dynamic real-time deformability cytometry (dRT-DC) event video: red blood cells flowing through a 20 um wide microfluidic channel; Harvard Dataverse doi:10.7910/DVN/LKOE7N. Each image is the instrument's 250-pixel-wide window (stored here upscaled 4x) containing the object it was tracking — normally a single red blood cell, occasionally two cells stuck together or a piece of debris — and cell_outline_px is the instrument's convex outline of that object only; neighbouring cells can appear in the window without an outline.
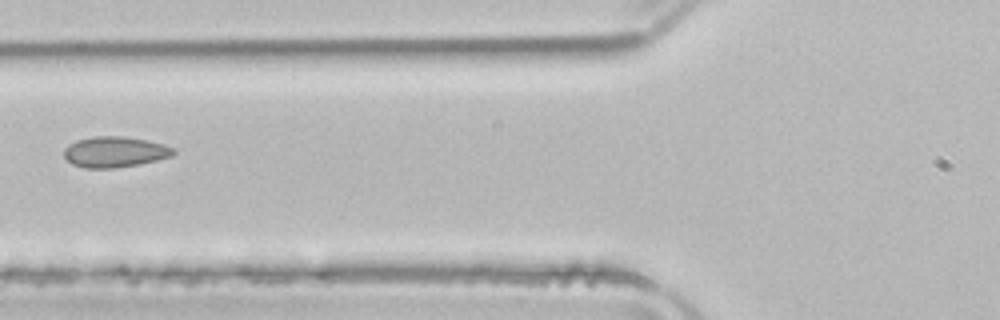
{"species": "common noctule bat (a hibernating species)", "species_latin": "Nyctalus noctula", "temperature_condition": "room temperature", "stored_images_in_passage": 5, "camera_frame_rate_fps": 3000, "um_per_image_px": 0.085, "animal": {"sex": "male", "body_mass_g": 21.5, "forearm_length_mm": 52.0}, "frame": {"image": 1, "passage_image": 5, "time_ms": 5.667, "image_size_px": [1000, 320], "cell_outline_px": [[176, 152], [172, 156], [156, 160], [136, 164], [112, 168], [84, 168], [72, 164], [64, 156], [64, 148], [68, 144], [76, 140], [92, 136], [124, 136], [148, 140], [164, 144], [172, 148]], "centroid_in_image_um": [9.73, 12.9], "position_along_channel_um": 116.1, "area_um2": 19.59}}